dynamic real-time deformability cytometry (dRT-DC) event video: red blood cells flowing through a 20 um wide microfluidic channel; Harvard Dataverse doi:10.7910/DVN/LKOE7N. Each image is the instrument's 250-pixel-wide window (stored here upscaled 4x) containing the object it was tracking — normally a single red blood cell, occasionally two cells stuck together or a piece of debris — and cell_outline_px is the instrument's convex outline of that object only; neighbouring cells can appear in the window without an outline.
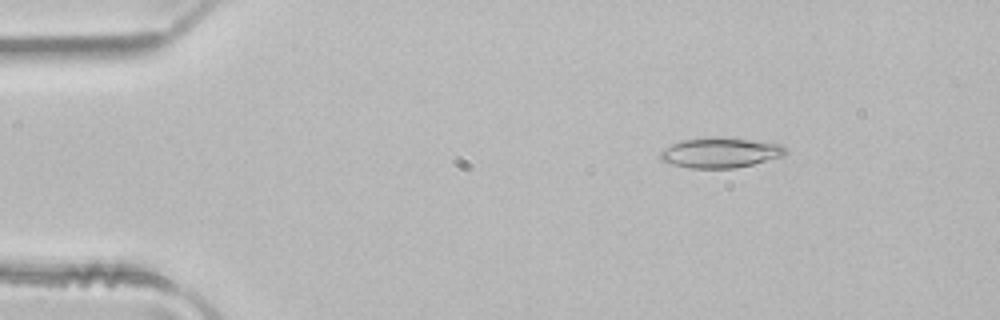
{"species": "common noctule bat (a hibernating species)", "species_latin": "Nyctalus noctula", "temperature_condition": "room temperature", "stored_images_in_passage": 3, "camera_frame_rate_fps": 3000, "um_per_image_px": 0.085, "animal": {"sex": "male", "body_mass_g": 21.5, "forearm_length_mm": 52.0}, "frame": {"image": 1, "passage_image": 2, "time_ms": 0.333, "image_size_px": [1000, 320], "cell_outline_px": [[788, 152], [784, 156], [736, 168], [688, 168], [672, 164], [660, 160], [660, 152], [664, 148], [680, 140], [712, 136], [720, 136], [752, 140], [780, 144]], "centroid_in_image_um": [61.2, 12.96], "position_along_channel_um": 23.8, "area_um2": 22.2}}